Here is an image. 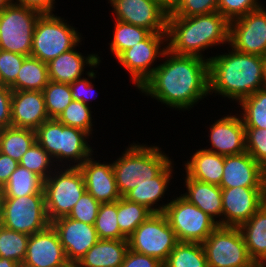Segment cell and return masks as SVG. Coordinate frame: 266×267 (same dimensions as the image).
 <instances>
[{"label":"cell","instance_id":"6da1fadb","mask_svg":"<svg viewBox=\"0 0 266 267\" xmlns=\"http://www.w3.org/2000/svg\"><path fill=\"white\" fill-rule=\"evenodd\" d=\"M166 61L158 65L141 90L169 107L190 109L209 92V61L165 50ZM169 57V58H168ZM204 96V97H203Z\"/></svg>","mask_w":266,"mask_h":267},{"label":"cell","instance_id":"816d5d0a","mask_svg":"<svg viewBox=\"0 0 266 267\" xmlns=\"http://www.w3.org/2000/svg\"><path fill=\"white\" fill-rule=\"evenodd\" d=\"M156 3H158L168 14H171L178 4L181 2V0H154Z\"/></svg>","mask_w":266,"mask_h":267},{"label":"cell","instance_id":"e0dca14e","mask_svg":"<svg viewBox=\"0 0 266 267\" xmlns=\"http://www.w3.org/2000/svg\"><path fill=\"white\" fill-rule=\"evenodd\" d=\"M57 231L67 261L77 264L87 251L99 240L94 225L67 216L51 222Z\"/></svg>","mask_w":266,"mask_h":267},{"label":"cell","instance_id":"ab89813d","mask_svg":"<svg viewBox=\"0 0 266 267\" xmlns=\"http://www.w3.org/2000/svg\"><path fill=\"white\" fill-rule=\"evenodd\" d=\"M57 120L65 126L78 128L87 132L89 135L91 134L92 118L90 107L81 101L72 100Z\"/></svg>","mask_w":266,"mask_h":267},{"label":"cell","instance_id":"603a6c76","mask_svg":"<svg viewBox=\"0 0 266 267\" xmlns=\"http://www.w3.org/2000/svg\"><path fill=\"white\" fill-rule=\"evenodd\" d=\"M100 61L97 54H90L85 57L76 50L74 51V48L70 49L47 63L49 79L53 82L73 83L81 78L86 64L95 68Z\"/></svg>","mask_w":266,"mask_h":267},{"label":"cell","instance_id":"bcb514c9","mask_svg":"<svg viewBox=\"0 0 266 267\" xmlns=\"http://www.w3.org/2000/svg\"><path fill=\"white\" fill-rule=\"evenodd\" d=\"M120 267H163V263L157 258L129 249Z\"/></svg>","mask_w":266,"mask_h":267},{"label":"cell","instance_id":"7dc6e473","mask_svg":"<svg viewBox=\"0 0 266 267\" xmlns=\"http://www.w3.org/2000/svg\"><path fill=\"white\" fill-rule=\"evenodd\" d=\"M12 89L0 84V130L11 126Z\"/></svg>","mask_w":266,"mask_h":267},{"label":"cell","instance_id":"f907efd6","mask_svg":"<svg viewBox=\"0 0 266 267\" xmlns=\"http://www.w3.org/2000/svg\"><path fill=\"white\" fill-rule=\"evenodd\" d=\"M54 1L55 0H16L14 3L32 8L42 14H52L54 8L53 4H55Z\"/></svg>","mask_w":266,"mask_h":267},{"label":"cell","instance_id":"8d00e7d4","mask_svg":"<svg viewBox=\"0 0 266 267\" xmlns=\"http://www.w3.org/2000/svg\"><path fill=\"white\" fill-rule=\"evenodd\" d=\"M42 93L49 119H57L72 102L71 90L67 83L49 81Z\"/></svg>","mask_w":266,"mask_h":267},{"label":"cell","instance_id":"3957f363","mask_svg":"<svg viewBox=\"0 0 266 267\" xmlns=\"http://www.w3.org/2000/svg\"><path fill=\"white\" fill-rule=\"evenodd\" d=\"M167 49L177 55L204 58L201 51L229 43L230 22L218 11L190 17L168 16Z\"/></svg>","mask_w":266,"mask_h":267},{"label":"cell","instance_id":"9c48e42d","mask_svg":"<svg viewBox=\"0 0 266 267\" xmlns=\"http://www.w3.org/2000/svg\"><path fill=\"white\" fill-rule=\"evenodd\" d=\"M41 15L13 0L0 13V50L31 56L33 33Z\"/></svg>","mask_w":266,"mask_h":267},{"label":"cell","instance_id":"f6af8a7d","mask_svg":"<svg viewBox=\"0 0 266 267\" xmlns=\"http://www.w3.org/2000/svg\"><path fill=\"white\" fill-rule=\"evenodd\" d=\"M218 11V0H181L168 16L190 17Z\"/></svg>","mask_w":266,"mask_h":267},{"label":"cell","instance_id":"4fadbf2b","mask_svg":"<svg viewBox=\"0 0 266 267\" xmlns=\"http://www.w3.org/2000/svg\"><path fill=\"white\" fill-rule=\"evenodd\" d=\"M266 203V187L222 188V216L218 226L239 227Z\"/></svg>","mask_w":266,"mask_h":267},{"label":"cell","instance_id":"60d3db41","mask_svg":"<svg viewBox=\"0 0 266 267\" xmlns=\"http://www.w3.org/2000/svg\"><path fill=\"white\" fill-rule=\"evenodd\" d=\"M24 55L0 50V84L10 87L25 60Z\"/></svg>","mask_w":266,"mask_h":267},{"label":"cell","instance_id":"277c9868","mask_svg":"<svg viewBox=\"0 0 266 267\" xmlns=\"http://www.w3.org/2000/svg\"><path fill=\"white\" fill-rule=\"evenodd\" d=\"M112 163L115 181L121 197L136 188L144 179H153L170 162L156 146L132 144Z\"/></svg>","mask_w":266,"mask_h":267},{"label":"cell","instance_id":"d6a6232c","mask_svg":"<svg viewBox=\"0 0 266 267\" xmlns=\"http://www.w3.org/2000/svg\"><path fill=\"white\" fill-rule=\"evenodd\" d=\"M152 212L144 205L132 202L125 197L117 201V223L120 232L128 238Z\"/></svg>","mask_w":266,"mask_h":267},{"label":"cell","instance_id":"83f0119b","mask_svg":"<svg viewBox=\"0 0 266 267\" xmlns=\"http://www.w3.org/2000/svg\"><path fill=\"white\" fill-rule=\"evenodd\" d=\"M172 162H170L156 177L153 179H144L136 188L130 190L124 197L132 202L144 205L152 213H159V208H154L160 198H163L168 188L172 176Z\"/></svg>","mask_w":266,"mask_h":267},{"label":"cell","instance_id":"f546056e","mask_svg":"<svg viewBox=\"0 0 266 267\" xmlns=\"http://www.w3.org/2000/svg\"><path fill=\"white\" fill-rule=\"evenodd\" d=\"M44 180L27 168L18 166L8 182L0 189V198H17L32 194H44Z\"/></svg>","mask_w":266,"mask_h":267},{"label":"cell","instance_id":"d590c367","mask_svg":"<svg viewBox=\"0 0 266 267\" xmlns=\"http://www.w3.org/2000/svg\"><path fill=\"white\" fill-rule=\"evenodd\" d=\"M30 235L7 229L0 224V257L22 264Z\"/></svg>","mask_w":266,"mask_h":267},{"label":"cell","instance_id":"52a82bcc","mask_svg":"<svg viewBox=\"0 0 266 267\" xmlns=\"http://www.w3.org/2000/svg\"><path fill=\"white\" fill-rule=\"evenodd\" d=\"M0 224L7 229L32 235L51 225L45 194L0 198Z\"/></svg>","mask_w":266,"mask_h":267},{"label":"cell","instance_id":"7402d4cb","mask_svg":"<svg viewBox=\"0 0 266 267\" xmlns=\"http://www.w3.org/2000/svg\"><path fill=\"white\" fill-rule=\"evenodd\" d=\"M213 149H205L220 155H238L246 151L245 127L242 118L225 116L210 127Z\"/></svg>","mask_w":266,"mask_h":267},{"label":"cell","instance_id":"4316f807","mask_svg":"<svg viewBox=\"0 0 266 267\" xmlns=\"http://www.w3.org/2000/svg\"><path fill=\"white\" fill-rule=\"evenodd\" d=\"M224 168V155L200 149L185 163L186 175L209 184L220 185Z\"/></svg>","mask_w":266,"mask_h":267},{"label":"cell","instance_id":"11a10c76","mask_svg":"<svg viewBox=\"0 0 266 267\" xmlns=\"http://www.w3.org/2000/svg\"><path fill=\"white\" fill-rule=\"evenodd\" d=\"M67 267H79L77 264H69Z\"/></svg>","mask_w":266,"mask_h":267},{"label":"cell","instance_id":"4dcf8cb0","mask_svg":"<svg viewBox=\"0 0 266 267\" xmlns=\"http://www.w3.org/2000/svg\"><path fill=\"white\" fill-rule=\"evenodd\" d=\"M36 142L32 129L9 126L0 130V152L18 162L24 153Z\"/></svg>","mask_w":266,"mask_h":267},{"label":"cell","instance_id":"5b68a950","mask_svg":"<svg viewBox=\"0 0 266 267\" xmlns=\"http://www.w3.org/2000/svg\"><path fill=\"white\" fill-rule=\"evenodd\" d=\"M36 142L43 147L55 161L73 160L77 164L72 167H79L92 155V148L89 147L86 139L90 136L87 132L65 126L57 119L44 121L36 130Z\"/></svg>","mask_w":266,"mask_h":267},{"label":"cell","instance_id":"74e56055","mask_svg":"<svg viewBox=\"0 0 266 267\" xmlns=\"http://www.w3.org/2000/svg\"><path fill=\"white\" fill-rule=\"evenodd\" d=\"M94 227L99 239H127L117 223V201L100 204Z\"/></svg>","mask_w":266,"mask_h":267},{"label":"cell","instance_id":"7a4b0ae2","mask_svg":"<svg viewBox=\"0 0 266 267\" xmlns=\"http://www.w3.org/2000/svg\"><path fill=\"white\" fill-rule=\"evenodd\" d=\"M232 51L207 58L209 61V92L241 101L266 87V58Z\"/></svg>","mask_w":266,"mask_h":267},{"label":"cell","instance_id":"484cf974","mask_svg":"<svg viewBox=\"0 0 266 267\" xmlns=\"http://www.w3.org/2000/svg\"><path fill=\"white\" fill-rule=\"evenodd\" d=\"M185 180L188 192L181 194L185 199L214 220V217L222 216V188L219 185L192 179L188 175Z\"/></svg>","mask_w":266,"mask_h":267},{"label":"cell","instance_id":"f35d334b","mask_svg":"<svg viewBox=\"0 0 266 267\" xmlns=\"http://www.w3.org/2000/svg\"><path fill=\"white\" fill-rule=\"evenodd\" d=\"M51 160H53V158L50 156V154L37 142H35L24 153L22 159L19 161V165L24 168H27L33 173H36L45 181L52 173V168L50 167L51 165H53V161Z\"/></svg>","mask_w":266,"mask_h":267},{"label":"cell","instance_id":"8fae6325","mask_svg":"<svg viewBox=\"0 0 266 267\" xmlns=\"http://www.w3.org/2000/svg\"><path fill=\"white\" fill-rule=\"evenodd\" d=\"M208 267H256L238 227L218 226L202 243Z\"/></svg>","mask_w":266,"mask_h":267},{"label":"cell","instance_id":"1f68e13d","mask_svg":"<svg viewBox=\"0 0 266 267\" xmlns=\"http://www.w3.org/2000/svg\"><path fill=\"white\" fill-rule=\"evenodd\" d=\"M163 267H208L202 244L178 242Z\"/></svg>","mask_w":266,"mask_h":267},{"label":"cell","instance_id":"2e32d148","mask_svg":"<svg viewBox=\"0 0 266 267\" xmlns=\"http://www.w3.org/2000/svg\"><path fill=\"white\" fill-rule=\"evenodd\" d=\"M116 20L146 28L151 33H166L168 13L154 0H109Z\"/></svg>","mask_w":266,"mask_h":267},{"label":"cell","instance_id":"7bdbcfd3","mask_svg":"<svg viewBox=\"0 0 266 267\" xmlns=\"http://www.w3.org/2000/svg\"><path fill=\"white\" fill-rule=\"evenodd\" d=\"M100 204L99 201L86 191L76 202L67 217L94 225Z\"/></svg>","mask_w":266,"mask_h":267},{"label":"cell","instance_id":"836d02e7","mask_svg":"<svg viewBox=\"0 0 266 267\" xmlns=\"http://www.w3.org/2000/svg\"><path fill=\"white\" fill-rule=\"evenodd\" d=\"M239 104L244 110L242 120L245 128L266 129V87L245 97Z\"/></svg>","mask_w":266,"mask_h":267},{"label":"cell","instance_id":"b9f144b4","mask_svg":"<svg viewBox=\"0 0 266 267\" xmlns=\"http://www.w3.org/2000/svg\"><path fill=\"white\" fill-rule=\"evenodd\" d=\"M246 151L266 170V129L245 128Z\"/></svg>","mask_w":266,"mask_h":267},{"label":"cell","instance_id":"8992f818","mask_svg":"<svg viewBox=\"0 0 266 267\" xmlns=\"http://www.w3.org/2000/svg\"><path fill=\"white\" fill-rule=\"evenodd\" d=\"M158 208L159 213L166 216L178 242L202 244L218 227L217 221L182 195Z\"/></svg>","mask_w":266,"mask_h":267},{"label":"cell","instance_id":"ba28073f","mask_svg":"<svg viewBox=\"0 0 266 267\" xmlns=\"http://www.w3.org/2000/svg\"><path fill=\"white\" fill-rule=\"evenodd\" d=\"M54 14H42L36 22L31 56L49 63L81 40L75 28Z\"/></svg>","mask_w":266,"mask_h":267},{"label":"cell","instance_id":"ffe728a7","mask_svg":"<svg viewBox=\"0 0 266 267\" xmlns=\"http://www.w3.org/2000/svg\"><path fill=\"white\" fill-rule=\"evenodd\" d=\"M49 120L42 91H13L11 126L36 130Z\"/></svg>","mask_w":266,"mask_h":267},{"label":"cell","instance_id":"f5cc1de1","mask_svg":"<svg viewBox=\"0 0 266 267\" xmlns=\"http://www.w3.org/2000/svg\"><path fill=\"white\" fill-rule=\"evenodd\" d=\"M19 264L13 260L0 257V267H18Z\"/></svg>","mask_w":266,"mask_h":267},{"label":"cell","instance_id":"db71d44e","mask_svg":"<svg viewBox=\"0 0 266 267\" xmlns=\"http://www.w3.org/2000/svg\"><path fill=\"white\" fill-rule=\"evenodd\" d=\"M11 0H0V13L11 3Z\"/></svg>","mask_w":266,"mask_h":267},{"label":"cell","instance_id":"6f0895ef","mask_svg":"<svg viewBox=\"0 0 266 267\" xmlns=\"http://www.w3.org/2000/svg\"><path fill=\"white\" fill-rule=\"evenodd\" d=\"M265 265H266V261H265L261 266H262V267H266Z\"/></svg>","mask_w":266,"mask_h":267},{"label":"cell","instance_id":"f1b7e54d","mask_svg":"<svg viewBox=\"0 0 266 267\" xmlns=\"http://www.w3.org/2000/svg\"><path fill=\"white\" fill-rule=\"evenodd\" d=\"M48 64L33 56H26L12 91H43L49 83Z\"/></svg>","mask_w":266,"mask_h":267},{"label":"cell","instance_id":"9a60e30c","mask_svg":"<svg viewBox=\"0 0 266 267\" xmlns=\"http://www.w3.org/2000/svg\"><path fill=\"white\" fill-rule=\"evenodd\" d=\"M164 38L167 39V33H150L143 41L126 49L117 57L120 64L130 73L131 80L138 89L151 77L157 67L150 68L152 63L167 50V47L160 48L161 44L167 41Z\"/></svg>","mask_w":266,"mask_h":267},{"label":"cell","instance_id":"7c38bea8","mask_svg":"<svg viewBox=\"0 0 266 267\" xmlns=\"http://www.w3.org/2000/svg\"><path fill=\"white\" fill-rule=\"evenodd\" d=\"M129 249L164 263L178 240L163 213H152L127 238Z\"/></svg>","mask_w":266,"mask_h":267},{"label":"cell","instance_id":"cb8c5ba5","mask_svg":"<svg viewBox=\"0 0 266 267\" xmlns=\"http://www.w3.org/2000/svg\"><path fill=\"white\" fill-rule=\"evenodd\" d=\"M128 250L127 239H99L77 265L79 267H120Z\"/></svg>","mask_w":266,"mask_h":267},{"label":"cell","instance_id":"e575fe53","mask_svg":"<svg viewBox=\"0 0 266 267\" xmlns=\"http://www.w3.org/2000/svg\"><path fill=\"white\" fill-rule=\"evenodd\" d=\"M110 50L117 58L123 51L143 41L151 32L146 28L115 20Z\"/></svg>","mask_w":266,"mask_h":267},{"label":"cell","instance_id":"c3c4849f","mask_svg":"<svg viewBox=\"0 0 266 267\" xmlns=\"http://www.w3.org/2000/svg\"><path fill=\"white\" fill-rule=\"evenodd\" d=\"M69 87L71 90L72 100L81 101L84 104H89L87 102L92 98V95L89 94H93V85L87 78L77 79L73 83H70Z\"/></svg>","mask_w":266,"mask_h":267},{"label":"cell","instance_id":"5bb4252c","mask_svg":"<svg viewBox=\"0 0 266 267\" xmlns=\"http://www.w3.org/2000/svg\"><path fill=\"white\" fill-rule=\"evenodd\" d=\"M229 45L242 53L266 58V10L262 5L230 22Z\"/></svg>","mask_w":266,"mask_h":267},{"label":"cell","instance_id":"ee69618b","mask_svg":"<svg viewBox=\"0 0 266 267\" xmlns=\"http://www.w3.org/2000/svg\"><path fill=\"white\" fill-rule=\"evenodd\" d=\"M258 0H218V12L229 22L240 18L261 5Z\"/></svg>","mask_w":266,"mask_h":267},{"label":"cell","instance_id":"30bf717a","mask_svg":"<svg viewBox=\"0 0 266 267\" xmlns=\"http://www.w3.org/2000/svg\"><path fill=\"white\" fill-rule=\"evenodd\" d=\"M64 171V172H63ZM44 181L47 216L50 222L68 216L80 197L86 192L85 181L79 167L63 169Z\"/></svg>","mask_w":266,"mask_h":267},{"label":"cell","instance_id":"d4e9b609","mask_svg":"<svg viewBox=\"0 0 266 267\" xmlns=\"http://www.w3.org/2000/svg\"><path fill=\"white\" fill-rule=\"evenodd\" d=\"M238 229L250 258L257 266H261L266 261V203Z\"/></svg>","mask_w":266,"mask_h":267},{"label":"cell","instance_id":"9f6ffc18","mask_svg":"<svg viewBox=\"0 0 266 267\" xmlns=\"http://www.w3.org/2000/svg\"><path fill=\"white\" fill-rule=\"evenodd\" d=\"M18 267H31V266H26V265H24V264H19Z\"/></svg>","mask_w":266,"mask_h":267},{"label":"cell","instance_id":"ac0fdd59","mask_svg":"<svg viewBox=\"0 0 266 267\" xmlns=\"http://www.w3.org/2000/svg\"><path fill=\"white\" fill-rule=\"evenodd\" d=\"M22 264L31 267H67L70 264L52 225L30 235Z\"/></svg>","mask_w":266,"mask_h":267},{"label":"cell","instance_id":"d6986e66","mask_svg":"<svg viewBox=\"0 0 266 267\" xmlns=\"http://www.w3.org/2000/svg\"><path fill=\"white\" fill-rule=\"evenodd\" d=\"M221 188L266 187V170L247 152L224 156Z\"/></svg>","mask_w":266,"mask_h":267},{"label":"cell","instance_id":"681fc988","mask_svg":"<svg viewBox=\"0 0 266 267\" xmlns=\"http://www.w3.org/2000/svg\"><path fill=\"white\" fill-rule=\"evenodd\" d=\"M19 166V162L0 152V189L8 182L10 175Z\"/></svg>","mask_w":266,"mask_h":267},{"label":"cell","instance_id":"44dd1931","mask_svg":"<svg viewBox=\"0 0 266 267\" xmlns=\"http://www.w3.org/2000/svg\"><path fill=\"white\" fill-rule=\"evenodd\" d=\"M88 158L80 166L85 188L100 203H113L121 198L111 164Z\"/></svg>","mask_w":266,"mask_h":267}]
</instances>
